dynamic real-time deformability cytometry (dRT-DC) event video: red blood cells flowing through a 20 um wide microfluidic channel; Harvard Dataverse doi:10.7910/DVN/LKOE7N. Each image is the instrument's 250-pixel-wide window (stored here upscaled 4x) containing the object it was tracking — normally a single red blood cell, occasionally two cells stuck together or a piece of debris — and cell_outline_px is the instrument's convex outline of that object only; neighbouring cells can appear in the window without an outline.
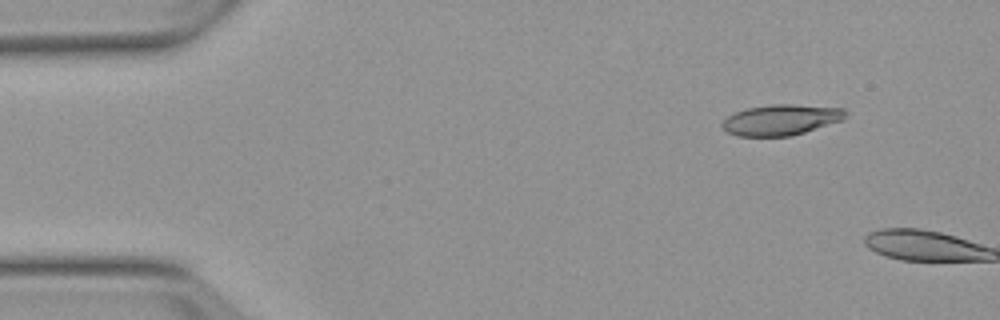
{"species": "Egyptian fruit bat (a non-hibernating species)", "species_latin": "Rousettus aegyptiacus", "temperature_condition": "warm", "stored_images_in_passage": 3, "camera_frame_rate_fps": 3000, "um_per_image_px": 0.085, "animal": {"sex": "female"}, "frame": {"image": 1, "passage_image": 2, "time_ms": 1.0, "image_size_px": [1000, 320], "cell_outline_px": [[848, 112], [844, 120], [792, 136], [736, 136], [728, 132], [720, 124], [728, 116], [736, 112], [748, 108], [772, 104], [792, 104], [844, 108]], "centroid_in_image_um": [66.43, 10.18], "position_along_channel_um": 18.6, "area_um2": 22.14}}